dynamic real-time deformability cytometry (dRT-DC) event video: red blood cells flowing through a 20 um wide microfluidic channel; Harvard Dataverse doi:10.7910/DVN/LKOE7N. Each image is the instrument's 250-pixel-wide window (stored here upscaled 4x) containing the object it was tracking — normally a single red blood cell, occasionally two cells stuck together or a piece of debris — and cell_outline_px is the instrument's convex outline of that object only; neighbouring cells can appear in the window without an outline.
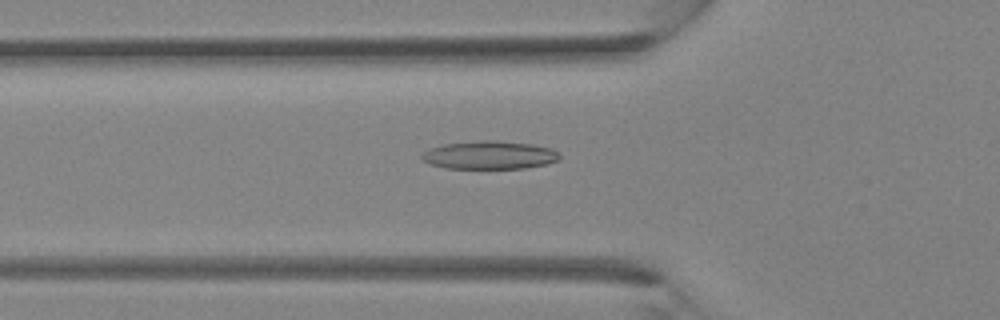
{"species": "Egyptian fruit bat (a non-hibernating species)", "species_latin": "Rousettus aegyptiacus", "temperature_condition": "room temperature", "stored_images_in_passage": 34, "camera_frame_rate_fps": 3000, "um_per_image_px": 0.085, "animal": {"sex": "female"}, "frame": {"image": 1, "passage_image": 10, "time_ms": 3.0, "image_size_px": [1000, 320], "cell_outline_px": [[560, 156], [556, 160], [548, 164], [524, 168], [448, 168], [432, 164], [424, 160], [420, 156], [428, 148], [444, 144], [484, 140], [492, 140], [532, 144], [552, 148], [560, 152]], "centroid_in_image_um": [41.64, 13.17], "position_along_channel_um": 84.2, "area_um2": 22.48}}
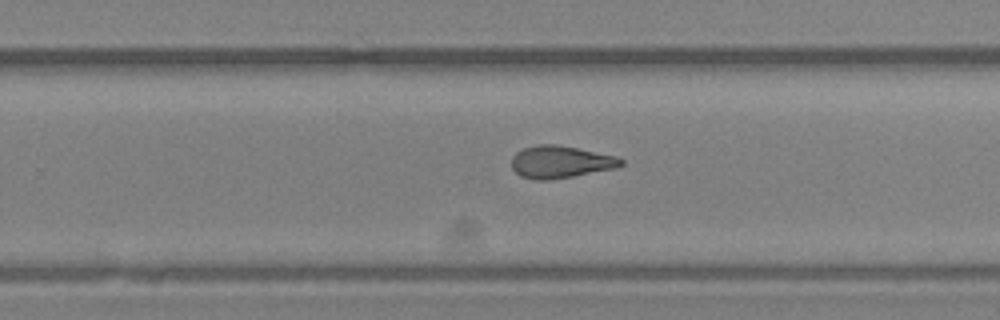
{"frame": {"image": 2, "passage_image": 21, "time_ms": 6.667, "image_size_px": [1000, 320], "cell_outline_px": [[624, 164], [616, 168], [572, 176], [548, 180], [536, 180], [520, 176], [512, 168], [512, 156], [516, 152], [524, 148], [540, 144], [556, 144], [616, 156], [624, 160]], "centroid_in_image_um": [47.63, 13.76], "position_along_channel_um": 282.2, "area_um2": 20.46}}
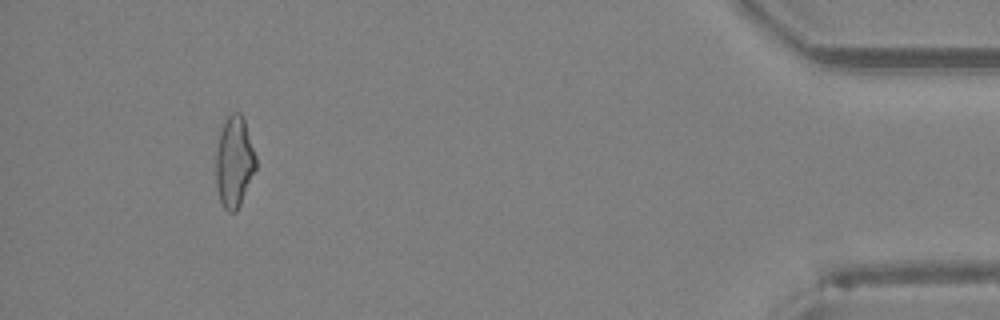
{"frame": {"image": 3, "passage_image": 32, "time_ms": 10.333, "image_size_px": [1000, 320], "cell_outline_px": [[256, 168], [240, 204], [236, 212], [228, 212], [224, 208], [220, 200], [216, 184], [216, 152], [220, 132], [224, 120], [232, 112], [240, 112], [244, 120], [256, 156]], "centroid_in_image_um": [19.9, 13.75], "position_along_channel_um": 415.3, "area_um2": 21.04}}